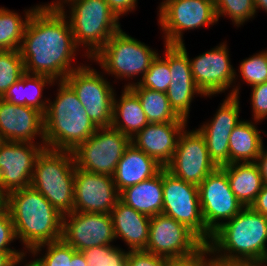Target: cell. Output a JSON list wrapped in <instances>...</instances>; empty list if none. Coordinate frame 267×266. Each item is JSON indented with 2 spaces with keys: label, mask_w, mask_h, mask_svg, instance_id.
<instances>
[{
  "label": "cell",
  "mask_w": 267,
  "mask_h": 266,
  "mask_svg": "<svg viewBox=\"0 0 267 266\" xmlns=\"http://www.w3.org/2000/svg\"><path fill=\"white\" fill-rule=\"evenodd\" d=\"M77 49L66 15L50 3L40 5L27 23L20 47L24 71L49 76L55 83L64 81L81 67L71 65Z\"/></svg>",
  "instance_id": "6da1fadb"
},
{
  "label": "cell",
  "mask_w": 267,
  "mask_h": 266,
  "mask_svg": "<svg viewBox=\"0 0 267 266\" xmlns=\"http://www.w3.org/2000/svg\"><path fill=\"white\" fill-rule=\"evenodd\" d=\"M17 240L29 252L42 244L62 238L63 215L34 188L26 187L6 196Z\"/></svg>",
  "instance_id": "7a4b0ae2"
},
{
  "label": "cell",
  "mask_w": 267,
  "mask_h": 266,
  "mask_svg": "<svg viewBox=\"0 0 267 266\" xmlns=\"http://www.w3.org/2000/svg\"><path fill=\"white\" fill-rule=\"evenodd\" d=\"M266 243L267 216L248 206L220 225L207 244L211 257L264 262Z\"/></svg>",
  "instance_id": "3957f363"
},
{
  "label": "cell",
  "mask_w": 267,
  "mask_h": 266,
  "mask_svg": "<svg viewBox=\"0 0 267 266\" xmlns=\"http://www.w3.org/2000/svg\"><path fill=\"white\" fill-rule=\"evenodd\" d=\"M57 82V96L53 102L48 98L44 114L45 147L73 151L98 127L89 118L73 89L65 81Z\"/></svg>",
  "instance_id": "277c9868"
},
{
  "label": "cell",
  "mask_w": 267,
  "mask_h": 266,
  "mask_svg": "<svg viewBox=\"0 0 267 266\" xmlns=\"http://www.w3.org/2000/svg\"><path fill=\"white\" fill-rule=\"evenodd\" d=\"M70 7L69 16L65 5ZM57 6L67 18L72 29L74 42L87 47L85 57L91 59L111 37L121 30L117 15L105 0H57L50 3Z\"/></svg>",
  "instance_id": "5b68a950"
},
{
  "label": "cell",
  "mask_w": 267,
  "mask_h": 266,
  "mask_svg": "<svg viewBox=\"0 0 267 266\" xmlns=\"http://www.w3.org/2000/svg\"><path fill=\"white\" fill-rule=\"evenodd\" d=\"M75 161L72 151L44 148L38 155L30 186L61 214L74 211Z\"/></svg>",
  "instance_id": "8992f818"
},
{
  "label": "cell",
  "mask_w": 267,
  "mask_h": 266,
  "mask_svg": "<svg viewBox=\"0 0 267 266\" xmlns=\"http://www.w3.org/2000/svg\"><path fill=\"white\" fill-rule=\"evenodd\" d=\"M158 53L145 43L129 36L121 29L91 58L107 74L128 80L142 76L149 69ZM121 77V78H120ZM130 78V79H129Z\"/></svg>",
  "instance_id": "52a82bcc"
},
{
  "label": "cell",
  "mask_w": 267,
  "mask_h": 266,
  "mask_svg": "<svg viewBox=\"0 0 267 266\" xmlns=\"http://www.w3.org/2000/svg\"><path fill=\"white\" fill-rule=\"evenodd\" d=\"M131 138L112 126L99 127L73 151L75 166L87 172L113 176Z\"/></svg>",
  "instance_id": "ba28073f"
},
{
  "label": "cell",
  "mask_w": 267,
  "mask_h": 266,
  "mask_svg": "<svg viewBox=\"0 0 267 266\" xmlns=\"http://www.w3.org/2000/svg\"><path fill=\"white\" fill-rule=\"evenodd\" d=\"M158 15L167 45L184 43L185 30L218 22L213 0H163Z\"/></svg>",
  "instance_id": "9c48e42d"
},
{
  "label": "cell",
  "mask_w": 267,
  "mask_h": 266,
  "mask_svg": "<svg viewBox=\"0 0 267 266\" xmlns=\"http://www.w3.org/2000/svg\"><path fill=\"white\" fill-rule=\"evenodd\" d=\"M64 81L76 93L89 118L98 128L111 126L115 90L103 75L82 64Z\"/></svg>",
  "instance_id": "30bf717a"
},
{
  "label": "cell",
  "mask_w": 267,
  "mask_h": 266,
  "mask_svg": "<svg viewBox=\"0 0 267 266\" xmlns=\"http://www.w3.org/2000/svg\"><path fill=\"white\" fill-rule=\"evenodd\" d=\"M162 214L172 217L192 230L205 244L212 233L202 218L198 186L174 177L163 168Z\"/></svg>",
  "instance_id": "8fae6325"
},
{
  "label": "cell",
  "mask_w": 267,
  "mask_h": 266,
  "mask_svg": "<svg viewBox=\"0 0 267 266\" xmlns=\"http://www.w3.org/2000/svg\"><path fill=\"white\" fill-rule=\"evenodd\" d=\"M198 192L202 218L211 233L244 208L232 192L226 172L221 167L198 185Z\"/></svg>",
  "instance_id": "7c38bea8"
},
{
  "label": "cell",
  "mask_w": 267,
  "mask_h": 266,
  "mask_svg": "<svg viewBox=\"0 0 267 266\" xmlns=\"http://www.w3.org/2000/svg\"><path fill=\"white\" fill-rule=\"evenodd\" d=\"M165 168L174 177L198 186L217 166L210 159L205 138L200 132L184 129L173 158Z\"/></svg>",
  "instance_id": "4fadbf2b"
},
{
  "label": "cell",
  "mask_w": 267,
  "mask_h": 266,
  "mask_svg": "<svg viewBox=\"0 0 267 266\" xmlns=\"http://www.w3.org/2000/svg\"><path fill=\"white\" fill-rule=\"evenodd\" d=\"M205 243L187 226L172 217L157 214L150 218L149 241L146 251L165 258L193 254Z\"/></svg>",
  "instance_id": "5bb4252c"
},
{
  "label": "cell",
  "mask_w": 267,
  "mask_h": 266,
  "mask_svg": "<svg viewBox=\"0 0 267 266\" xmlns=\"http://www.w3.org/2000/svg\"><path fill=\"white\" fill-rule=\"evenodd\" d=\"M45 143L4 141L0 145V190L10 192L30 187L38 155Z\"/></svg>",
  "instance_id": "9a60e30c"
},
{
  "label": "cell",
  "mask_w": 267,
  "mask_h": 266,
  "mask_svg": "<svg viewBox=\"0 0 267 266\" xmlns=\"http://www.w3.org/2000/svg\"><path fill=\"white\" fill-rule=\"evenodd\" d=\"M76 251L101 245H112L115 240L112 217L106 213L71 212L63 216L62 238Z\"/></svg>",
  "instance_id": "2e32d148"
},
{
  "label": "cell",
  "mask_w": 267,
  "mask_h": 266,
  "mask_svg": "<svg viewBox=\"0 0 267 266\" xmlns=\"http://www.w3.org/2000/svg\"><path fill=\"white\" fill-rule=\"evenodd\" d=\"M239 86H233L211 121L197 130L205 138L210 159L217 167L229 164V138L239 119Z\"/></svg>",
  "instance_id": "e0dca14e"
},
{
  "label": "cell",
  "mask_w": 267,
  "mask_h": 266,
  "mask_svg": "<svg viewBox=\"0 0 267 266\" xmlns=\"http://www.w3.org/2000/svg\"><path fill=\"white\" fill-rule=\"evenodd\" d=\"M227 45L223 42L210 51L189 59L195 85L203 96L225 92L235 84L236 70L231 65ZM232 85V86H231Z\"/></svg>",
  "instance_id": "ac0fdd59"
},
{
  "label": "cell",
  "mask_w": 267,
  "mask_h": 266,
  "mask_svg": "<svg viewBox=\"0 0 267 266\" xmlns=\"http://www.w3.org/2000/svg\"><path fill=\"white\" fill-rule=\"evenodd\" d=\"M120 199L113 176L87 172L76 167L74 211L110 214Z\"/></svg>",
  "instance_id": "d6986e66"
},
{
  "label": "cell",
  "mask_w": 267,
  "mask_h": 266,
  "mask_svg": "<svg viewBox=\"0 0 267 266\" xmlns=\"http://www.w3.org/2000/svg\"><path fill=\"white\" fill-rule=\"evenodd\" d=\"M0 134L4 141L34 143L38 136L45 143L44 114L33 107L0 98Z\"/></svg>",
  "instance_id": "ffe728a7"
},
{
  "label": "cell",
  "mask_w": 267,
  "mask_h": 266,
  "mask_svg": "<svg viewBox=\"0 0 267 266\" xmlns=\"http://www.w3.org/2000/svg\"><path fill=\"white\" fill-rule=\"evenodd\" d=\"M186 124L187 121L148 123L131 139V143L165 168L173 158Z\"/></svg>",
  "instance_id": "44dd1931"
},
{
  "label": "cell",
  "mask_w": 267,
  "mask_h": 266,
  "mask_svg": "<svg viewBox=\"0 0 267 266\" xmlns=\"http://www.w3.org/2000/svg\"><path fill=\"white\" fill-rule=\"evenodd\" d=\"M115 239L122 238L130 250H145L149 241L150 218L120 199L110 213Z\"/></svg>",
  "instance_id": "7402d4cb"
},
{
  "label": "cell",
  "mask_w": 267,
  "mask_h": 266,
  "mask_svg": "<svg viewBox=\"0 0 267 266\" xmlns=\"http://www.w3.org/2000/svg\"><path fill=\"white\" fill-rule=\"evenodd\" d=\"M163 168L155 159L130 143L117 164L113 180L120 193L129 186L154 177Z\"/></svg>",
  "instance_id": "603a6c76"
},
{
  "label": "cell",
  "mask_w": 267,
  "mask_h": 266,
  "mask_svg": "<svg viewBox=\"0 0 267 266\" xmlns=\"http://www.w3.org/2000/svg\"><path fill=\"white\" fill-rule=\"evenodd\" d=\"M120 200L149 217L162 214L163 169L154 177L122 190Z\"/></svg>",
  "instance_id": "cb8c5ba5"
},
{
  "label": "cell",
  "mask_w": 267,
  "mask_h": 266,
  "mask_svg": "<svg viewBox=\"0 0 267 266\" xmlns=\"http://www.w3.org/2000/svg\"><path fill=\"white\" fill-rule=\"evenodd\" d=\"M221 168L236 198L244 207L251 206L264 185L256 162L226 164Z\"/></svg>",
  "instance_id": "d4e9b609"
},
{
  "label": "cell",
  "mask_w": 267,
  "mask_h": 266,
  "mask_svg": "<svg viewBox=\"0 0 267 266\" xmlns=\"http://www.w3.org/2000/svg\"><path fill=\"white\" fill-rule=\"evenodd\" d=\"M54 82L49 76L25 72L1 98L16 105L33 107L45 114L49 100L42 99V91L46 85L52 86Z\"/></svg>",
  "instance_id": "484cf974"
},
{
  "label": "cell",
  "mask_w": 267,
  "mask_h": 266,
  "mask_svg": "<svg viewBox=\"0 0 267 266\" xmlns=\"http://www.w3.org/2000/svg\"><path fill=\"white\" fill-rule=\"evenodd\" d=\"M148 123L139 98L129 88L122 90L118 101L114 95L112 127L132 139Z\"/></svg>",
  "instance_id": "4316f807"
},
{
  "label": "cell",
  "mask_w": 267,
  "mask_h": 266,
  "mask_svg": "<svg viewBox=\"0 0 267 266\" xmlns=\"http://www.w3.org/2000/svg\"><path fill=\"white\" fill-rule=\"evenodd\" d=\"M255 123L241 120L229 138V164L256 162L263 148V139Z\"/></svg>",
  "instance_id": "83f0119b"
},
{
  "label": "cell",
  "mask_w": 267,
  "mask_h": 266,
  "mask_svg": "<svg viewBox=\"0 0 267 266\" xmlns=\"http://www.w3.org/2000/svg\"><path fill=\"white\" fill-rule=\"evenodd\" d=\"M129 89L139 98L149 123L188 121L174 112L166 93L142 87H129Z\"/></svg>",
  "instance_id": "f1b7e54d"
},
{
  "label": "cell",
  "mask_w": 267,
  "mask_h": 266,
  "mask_svg": "<svg viewBox=\"0 0 267 266\" xmlns=\"http://www.w3.org/2000/svg\"><path fill=\"white\" fill-rule=\"evenodd\" d=\"M39 6L25 11V18L15 11L0 7V50H20L27 23Z\"/></svg>",
  "instance_id": "f546056e"
},
{
  "label": "cell",
  "mask_w": 267,
  "mask_h": 266,
  "mask_svg": "<svg viewBox=\"0 0 267 266\" xmlns=\"http://www.w3.org/2000/svg\"><path fill=\"white\" fill-rule=\"evenodd\" d=\"M165 58L157 55L147 72L137 82L126 84L124 88L142 87L166 93L171 82L169 69V45L165 44Z\"/></svg>",
  "instance_id": "4dcf8cb0"
},
{
  "label": "cell",
  "mask_w": 267,
  "mask_h": 266,
  "mask_svg": "<svg viewBox=\"0 0 267 266\" xmlns=\"http://www.w3.org/2000/svg\"><path fill=\"white\" fill-rule=\"evenodd\" d=\"M24 73L20 50H0V98Z\"/></svg>",
  "instance_id": "1f68e13d"
},
{
  "label": "cell",
  "mask_w": 267,
  "mask_h": 266,
  "mask_svg": "<svg viewBox=\"0 0 267 266\" xmlns=\"http://www.w3.org/2000/svg\"><path fill=\"white\" fill-rule=\"evenodd\" d=\"M196 94L203 95L195 83L170 82L166 92L171 108L180 118L185 120L189 117L191 102Z\"/></svg>",
  "instance_id": "d6a6232c"
},
{
  "label": "cell",
  "mask_w": 267,
  "mask_h": 266,
  "mask_svg": "<svg viewBox=\"0 0 267 266\" xmlns=\"http://www.w3.org/2000/svg\"><path fill=\"white\" fill-rule=\"evenodd\" d=\"M217 20L221 16L231 18L237 27L255 17L254 0H214Z\"/></svg>",
  "instance_id": "836d02e7"
},
{
  "label": "cell",
  "mask_w": 267,
  "mask_h": 266,
  "mask_svg": "<svg viewBox=\"0 0 267 266\" xmlns=\"http://www.w3.org/2000/svg\"><path fill=\"white\" fill-rule=\"evenodd\" d=\"M88 266H126L127 251L114 245H101L81 251Z\"/></svg>",
  "instance_id": "e575fe53"
},
{
  "label": "cell",
  "mask_w": 267,
  "mask_h": 266,
  "mask_svg": "<svg viewBox=\"0 0 267 266\" xmlns=\"http://www.w3.org/2000/svg\"><path fill=\"white\" fill-rule=\"evenodd\" d=\"M46 246V253L35 259L40 266H69V260L72 259L76 250L66 244L62 239L55 242L45 243L33 248L30 253L37 256L42 248Z\"/></svg>",
  "instance_id": "d590c367"
},
{
  "label": "cell",
  "mask_w": 267,
  "mask_h": 266,
  "mask_svg": "<svg viewBox=\"0 0 267 266\" xmlns=\"http://www.w3.org/2000/svg\"><path fill=\"white\" fill-rule=\"evenodd\" d=\"M169 69L171 82L194 83L190 60L184 43L169 45Z\"/></svg>",
  "instance_id": "8d00e7d4"
},
{
  "label": "cell",
  "mask_w": 267,
  "mask_h": 266,
  "mask_svg": "<svg viewBox=\"0 0 267 266\" xmlns=\"http://www.w3.org/2000/svg\"><path fill=\"white\" fill-rule=\"evenodd\" d=\"M239 72L244 82L250 86L267 82V50L243 59Z\"/></svg>",
  "instance_id": "74e56055"
},
{
  "label": "cell",
  "mask_w": 267,
  "mask_h": 266,
  "mask_svg": "<svg viewBox=\"0 0 267 266\" xmlns=\"http://www.w3.org/2000/svg\"><path fill=\"white\" fill-rule=\"evenodd\" d=\"M16 237L14 224L10 215V212L5 206L0 211V251L3 252H24V249L22 251H18L15 249L10 248V243H12Z\"/></svg>",
  "instance_id": "f35d334b"
},
{
  "label": "cell",
  "mask_w": 267,
  "mask_h": 266,
  "mask_svg": "<svg viewBox=\"0 0 267 266\" xmlns=\"http://www.w3.org/2000/svg\"><path fill=\"white\" fill-rule=\"evenodd\" d=\"M210 254L208 244H204L198 251L188 256L179 258L163 257V266H209Z\"/></svg>",
  "instance_id": "ab89813d"
},
{
  "label": "cell",
  "mask_w": 267,
  "mask_h": 266,
  "mask_svg": "<svg viewBox=\"0 0 267 266\" xmlns=\"http://www.w3.org/2000/svg\"><path fill=\"white\" fill-rule=\"evenodd\" d=\"M252 113L255 123L267 118V82L252 86Z\"/></svg>",
  "instance_id": "60d3db41"
},
{
  "label": "cell",
  "mask_w": 267,
  "mask_h": 266,
  "mask_svg": "<svg viewBox=\"0 0 267 266\" xmlns=\"http://www.w3.org/2000/svg\"><path fill=\"white\" fill-rule=\"evenodd\" d=\"M126 266H163V257L146 250H128Z\"/></svg>",
  "instance_id": "b9f144b4"
},
{
  "label": "cell",
  "mask_w": 267,
  "mask_h": 266,
  "mask_svg": "<svg viewBox=\"0 0 267 266\" xmlns=\"http://www.w3.org/2000/svg\"><path fill=\"white\" fill-rule=\"evenodd\" d=\"M110 6L111 10L117 15H125L129 11L132 12L136 8L137 0H105Z\"/></svg>",
  "instance_id": "7bdbcfd3"
},
{
  "label": "cell",
  "mask_w": 267,
  "mask_h": 266,
  "mask_svg": "<svg viewBox=\"0 0 267 266\" xmlns=\"http://www.w3.org/2000/svg\"><path fill=\"white\" fill-rule=\"evenodd\" d=\"M261 262L255 260H230L210 257L209 266H260Z\"/></svg>",
  "instance_id": "ee69618b"
},
{
  "label": "cell",
  "mask_w": 267,
  "mask_h": 266,
  "mask_svg": "<svg viewBox=\"0 0 267 266\" xmlns=\"http://www.w3.org/2000/svg\"><path fill=\"white\" fill-rule=\"evenodd\" d=\"M254 211L267 216V184L263 185L260 193L257 195L255 201L250 206Z\"/></svg>",
  "instance_id": "f6af8a7d"
},
{
  "label": "cell",
  "mask_w": 267,
  "mask_h": 266,
  "mask_svg": "<svg viewBox=\"0 0 267 266\" xmlns=\"http://www.w3.org/2000/svg\"><path fill=\"white\" fill-rule=\"evenodd\" d=\"M26 252H3L0 251V266H13L16 259L26 255Z\"/></svg>",
  "instance_id": "bcb514c9"
},
{
  "label": "cell",
  "mask_w": 267,
  "mask_h": 266,
  "mask_svg": "<svg viewBox=\"0 0 267 266\" xmlns=\"http://www.w3.org/2000/svg\"><path fill=\"white\" fill-rule=\"evenodd\" d=\"M256 164L260 169V173L263 179V183L267 184V150L262 148L261 153L259 154Z\"/></svg>",
  "instance_id": "7dc6e473"
},
{
  "label": "cell",
  "mask_w": 267,
  "mask_h": 266,
  "mask_svg": "<svg viewBox=\"0 0 267 266\" xmlns=\"http://www.w3.org/2000/svg\"><path fill=\"white\" fill-rule=\"evenodd\" d=\"M69 266H88L84 255L80 251H76L72 259L69 260Z\"/></svg>",
  "instance_id": "c3c4849f"
},
{
  "label": "cell",
  "mask_w": 267,
  "mask_h": 266,
  "mask_svg": "<svg viewBox=\"0 0 267 266\" xmlns=\"http://www.w3.org/2000/svg\"><path fill=\"white\" fill-rule=\"evenodd\" d=\"M25 256L26 255H24V256H22V257H20V258H18V259H16L15 261H14V263H13V266H19V263H21V262H23V259H25ZM24 266H40L39 264H38V262L34 259L33 261H29L28 263H26Z\"/></svg>",
  "instance_id": "681fc988"
},
{
  "label": "cell",
  "mask_w": 267,
  "mask_h": 266,
  "mask_svg": "<svg viewBox=\"0 0 267 266\" xmlns=\"http://www.w3.org/2000/svg\"><path fill=\"white\" fill-rule=\"evenodd\" d=\"M255 10H259L260 8L267 12V0H254Z\"/></svg>",
  "instance_id": "f907efd6"
},
{
  "label": "cell",
  "mask_w": 267,
  "mask_h": 266,
  "mask_svg": "<svg viewBox=\"0 0 267 266\" xmlns=\"http://www.w3.org/2000/svg\"><path fill=\"white\" fill-rule=\"evenodd\" d=\"M6 206V195L0 190V211Z\"/></svg>",
  "instance_id": "816d5d0a"
},
{
  "label": "cell",
  "mask_w": 267,
  "mask_h": 266,
  "mask_svg": "<svg viewBox=\"0 0 267 266\" xmlns=\"http://www.w3.org/2000/svg\"><path fill=\"white\" fill-rule=\"evenodd\" d=\"M3 142H4V140H3V138H2V136H1V134H0V145H1Z\"/></svg>",
  "instance_id": "f5cc1de1"
},
{
  "label": "cell",
  "mask_w": 267,
  "mask_h": 266,
  "mask_svg": "<svg viewBox=\"0 0 267 266\" xmlns=\"http://www.w3.org/2000/svg\"><path fill=\"white\" fill-rule=\"evenodd\" d=\"M266 265H267V264H266ZM266 265H265V262H261V265H260V266H266Z\"/></svg>",
  "instance_id": "db71d44e"
}]
</instances>
